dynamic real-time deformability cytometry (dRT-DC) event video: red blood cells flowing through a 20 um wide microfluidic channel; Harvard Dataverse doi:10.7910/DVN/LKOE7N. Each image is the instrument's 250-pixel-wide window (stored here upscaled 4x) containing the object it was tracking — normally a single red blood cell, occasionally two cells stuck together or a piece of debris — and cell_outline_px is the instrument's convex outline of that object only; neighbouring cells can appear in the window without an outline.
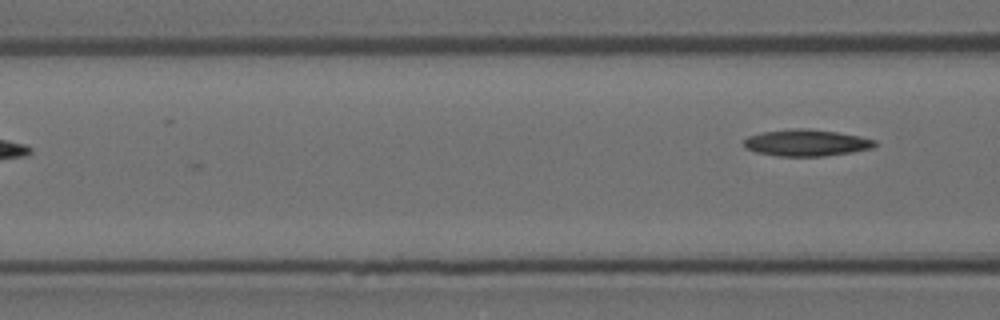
{"species": "Egyptian fruit bat (a non-hibernating species)", "species_latin": "Rousettus aegyptiacus", "temperature_condition": "room temperature", "stored_images_in_passage": 4, "camera_frame_rate_fps": 3000, "um_per_image_px": 0.085, "animal": {"sex": "female"}, "frame": {"image": 1, "passage_image": 4, "time_ms": 1.0, "image_size_px": [1000, 320], "cell_outline_px": [[876, 144], [872, 148], [852, 152], [824, 156], [780, 156], [756, 152], [744, 148], [744, 140], [748, 136], [760, 132], [796, 128], [808, 128], [836, 132], [860, 136], [876, 140]], "centroid_in_image_um": [68.52, 12.13], "position_along_channel_um": 98.1, "area_um2": 20.35}}